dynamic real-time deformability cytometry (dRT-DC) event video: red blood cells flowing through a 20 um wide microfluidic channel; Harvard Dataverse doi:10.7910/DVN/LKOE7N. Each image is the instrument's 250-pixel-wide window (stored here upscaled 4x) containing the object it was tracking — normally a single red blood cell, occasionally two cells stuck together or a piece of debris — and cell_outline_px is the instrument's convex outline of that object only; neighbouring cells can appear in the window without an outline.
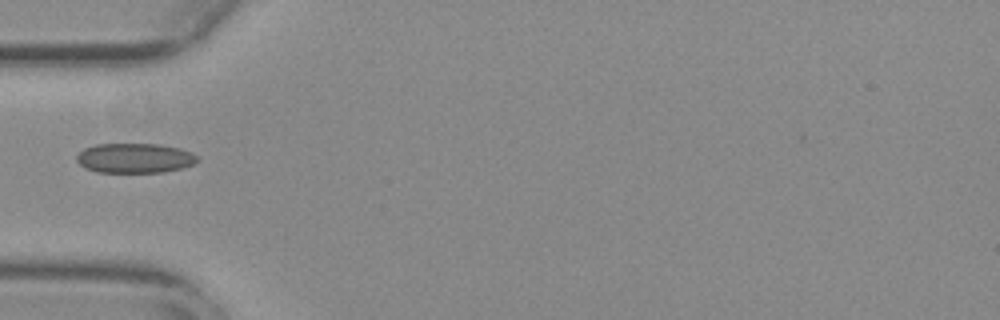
{"species": "common noctule bat (a hibernating species)", "species_latin": "Nyctalus noctula", "temperature_condition": "warm", "stored_images_in_passage": 6, "camera_frame_rate_fps": 3000, "um_per_image_px": 0.085, "animal": {"sex": "female", "body_mass_g": 29.2, "forearm_length_mm": 56.3}, "frame": {"image": 1, "passage_image": 1, "time_ms": 0.0, "image_size_px": [1000, 320], "cell_outline_px": [[200, 160], [192, 164], [180, 168], [164, 172], [96, 172], [84, 168], [76, 160], [76, 156], [84, 148], [96, 144], [160, 144], [180, 148], [192, 152]], "centroid_in_image_um": [11.44, 13.43], "position_along_channel_um": 73.6, "area_um2": 20.98}}
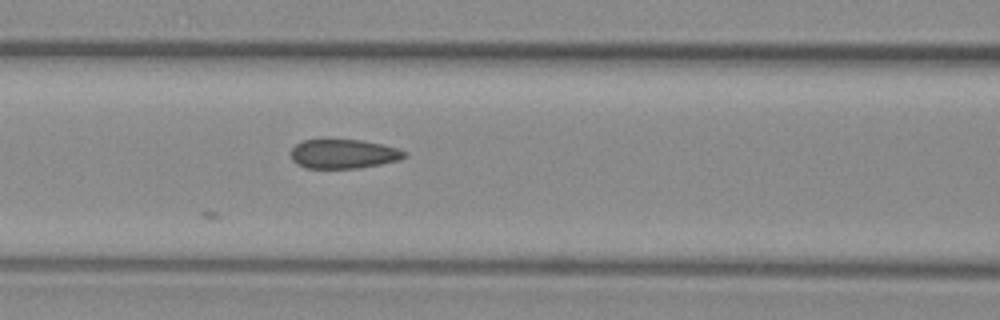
{"frame": {"image": 2, "passage_image": 6, "time_ms": 1.667, "image_size_px": [1000, 320], "cell_outline_px": [[408, 156], [400, 160], [360, 168], [304, 168], [296, 164], [292, 160], [292, 148], [296, 144], [304, 140], [360, 140], [380, 144], [396, 148], [408, 152]], "centroid_in_image_um": [29.21, 13.09], "position_along_channel_um": 137.4, "area_um2": 19.31}}